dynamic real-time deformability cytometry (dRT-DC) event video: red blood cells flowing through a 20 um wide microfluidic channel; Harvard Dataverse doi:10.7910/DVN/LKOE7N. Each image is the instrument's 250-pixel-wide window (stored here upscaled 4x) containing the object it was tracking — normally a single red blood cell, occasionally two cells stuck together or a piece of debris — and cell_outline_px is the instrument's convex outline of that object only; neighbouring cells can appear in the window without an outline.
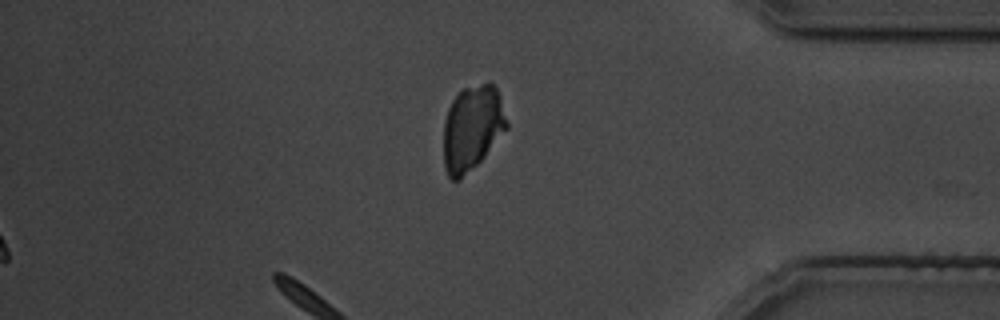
{"species": "common noctule bat (a hibernating species)", "species_latin": "Nyctalus noctula", "temperature_condition": "cold", "stored_images_in_passage": 24, "camera_frame_rate_fps": 3000, "um_per_image_px": 0.085, "animal": {"sex": "male", "body_mass_g": 19.5, "forearm_length_mm": 54.6}, "frame": {"image": 1, "passage_image": 24, "time_ms": 30.0, "image_size_px": [1000, 320], "cell_outline_px": [[508, 128], [484, 156], [460, 180], [452, 180], [448, 176], [444, 164], [444, 120], [448, 108], [452, 100], [464, 88], [488, 80], [496, 88], [508, 124]], "centroid_in_image_um": [40.12, 10.86], "position_along_channel_um": 395.1, "area_um2": 31.15}}